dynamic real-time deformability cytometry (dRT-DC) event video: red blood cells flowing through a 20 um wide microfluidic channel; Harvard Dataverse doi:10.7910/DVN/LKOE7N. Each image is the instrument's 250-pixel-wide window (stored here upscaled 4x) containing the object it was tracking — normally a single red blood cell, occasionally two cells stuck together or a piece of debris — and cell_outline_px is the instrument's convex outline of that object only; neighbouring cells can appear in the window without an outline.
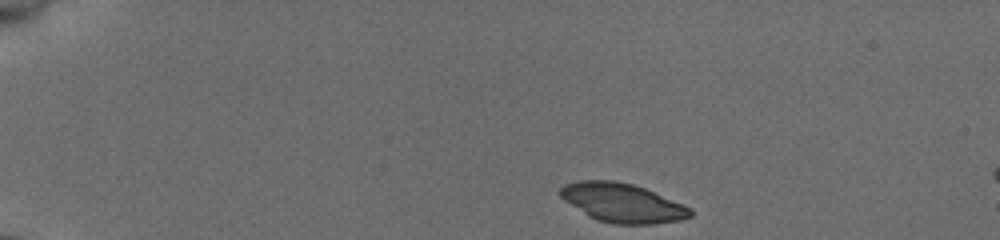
{"species": "common noctule bat (a hibernating species)", "species_latin": "Nyctalus noctula", "temperature_condition": "cold", "stored_images_in_passage": 5, "camera_frame_rate_fps": 3000, "um_per_image_px": 0.085, "animal": {"sex": "female", "body_mass_g": 19.5, "forearm_length_mm": 54.1}, "frame": {"image": 1, "passage_image": 1, "time_ms": 0.0, "image_size_px": [1000, 240], "cell_outline_px": [[692, 216], [680, 220], [652, 224], [612, 224], [596, 220], [588, 216], [564, 200], [560, 196], [560, 188], [564, 184], [580, 180], [612, 180], [632, 184], [644, 188], [692, 208]], "centroid_in_image_um": [52.89, 17.24], "position_along_channel_um": 32.1, "area_um2": 29.48}}